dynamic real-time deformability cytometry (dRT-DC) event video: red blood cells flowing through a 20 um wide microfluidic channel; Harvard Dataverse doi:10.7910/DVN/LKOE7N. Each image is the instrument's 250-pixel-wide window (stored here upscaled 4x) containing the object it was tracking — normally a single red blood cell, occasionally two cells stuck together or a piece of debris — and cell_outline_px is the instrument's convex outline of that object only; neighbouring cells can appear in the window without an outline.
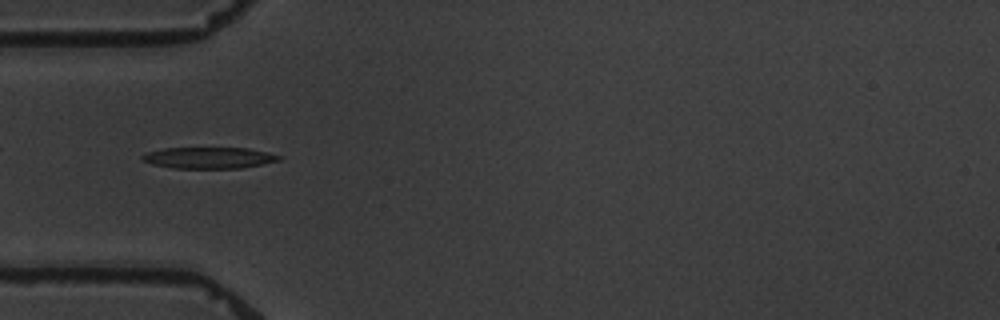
{"species": "common noctule bat (a hibernating species)", "species_latin": "Nyctalus noctula", "temperature_condition": "warm", "stored_images_in_passage": 7, "camera_frame_rate_fps": 3000, "um_per_image_px": 0.085, "animal": {"sex": "male", "body_mass_g": 19.5, "forearm_length_mm": 54.6}, "frame": {"image": 1, "passage_image": 6, "time_ms": 6.0, "image_size_px": [1000, 320], "cell_outline_px": [[284, 156], [280, 160], [240, 168], [172, 168], [152, 164], [144, 160], [140, 156], [144, 152], [164, 148], [248, 148]], "centroid_in_image_um": [17.73, 13.41], "position_along_channel_um": 67.3, "area_um2": 16.94}}
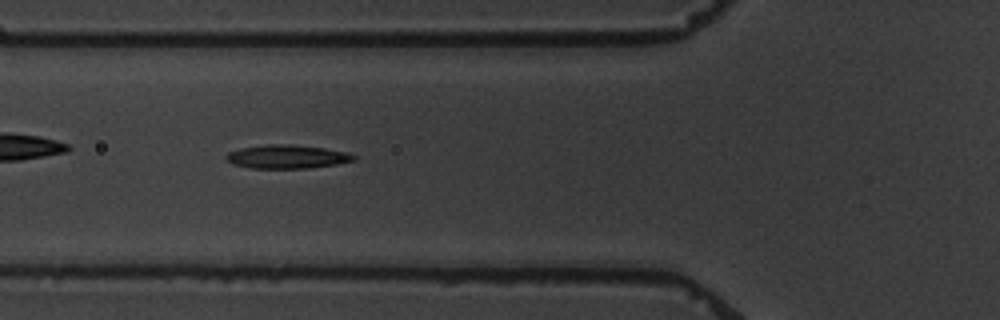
{"frame": {"image": 2, "passage_image": 7, "time_ms": 7.0, "image_size_px": [1000, 320], "cell_outline_px": [[356, 160], [336, 164], [308, 168], [252, 168], [232, 164], [224, 156], [228, 152], [240, 148], [268, 144], [288, 144], [324, 148], [348, 152], [356, 156]], "centroid_in_image_um": [24.39, 13.31], "position_along_channel_um": 101.4, "area_um2": 17.51}}